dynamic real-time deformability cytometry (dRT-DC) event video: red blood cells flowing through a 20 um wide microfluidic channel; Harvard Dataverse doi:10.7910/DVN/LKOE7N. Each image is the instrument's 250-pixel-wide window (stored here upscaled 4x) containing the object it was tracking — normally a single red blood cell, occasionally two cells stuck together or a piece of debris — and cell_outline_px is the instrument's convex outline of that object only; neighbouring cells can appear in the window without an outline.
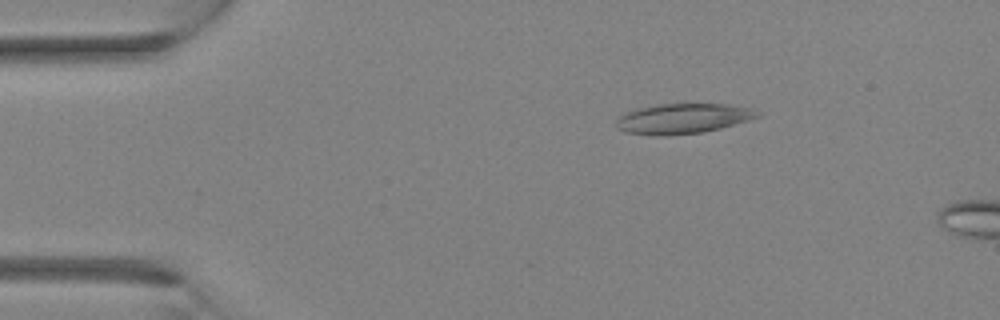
{"species": "Egyptian fruit bat (a non-hibernating species)", "species_latin": "Rousettus aegyptiacus", "temperature_condition": "room temperature", "stored_images_in_passage": 9, "camera_frame_rate_fps": 3000, "um_per_image_px": 0.085, "animal": {"sex": "female"}, "frame": {"image": 1, "passage_image": 6, "time_ms": 1.667, "image_size_px": [1000, 320], "cell_outline_px": [[764, 112], [760, 116], [752, 120], [704, 132], [668, 136], [656, 136], [624, 132], [616, 128], [616, 120], [620, 116], [636, 108], [656, 104], [728, 104], [752, 108]], "centroid_in_image_um": [58.09, 10.08], "position_along_channel_um": 26.9, "area_um2": 25.26}}